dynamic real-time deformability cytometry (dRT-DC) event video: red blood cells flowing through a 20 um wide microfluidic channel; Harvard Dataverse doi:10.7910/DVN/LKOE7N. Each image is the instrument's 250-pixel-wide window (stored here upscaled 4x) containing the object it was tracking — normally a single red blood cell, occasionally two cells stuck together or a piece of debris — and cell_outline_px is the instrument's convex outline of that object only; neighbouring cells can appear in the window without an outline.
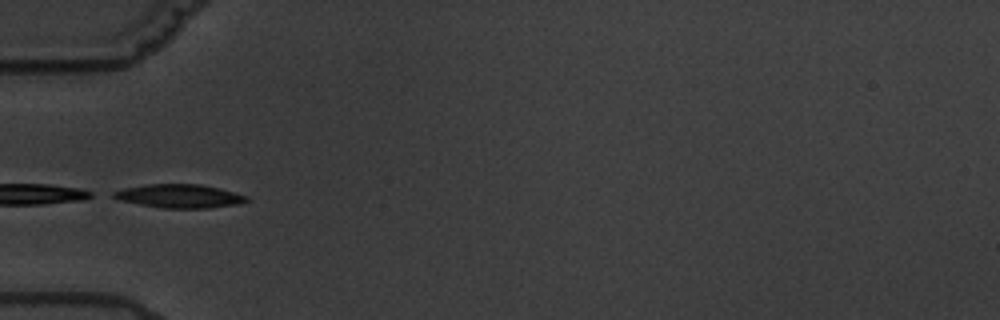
{"species": "common noctule bat (a hibernating species)", "species_latin": "Nyctalus noctula", "temperature_condition": "warm", "stored_images_in_passage": 5, "camera_frame_rate_fps": 3000, "um_per_image_px": 0.085, "animal": {"sex": "male", "body_mass_g": 19.5, "forearm_length_mm": 54.6}, "frame": {"image": 1, "passage_image": 5, "time_ms": 5.333, "image_size_px": [1000, 320], "cell_outline_px": [[248, 200], [240, 204], [208, 208], [164, 208], [140, 204], [120, 200], [112, 196], [112, 192], [124, 188], [148, 184], [200, 184], [220, 188], [248, 196]], "centroid_in_image_um": [15.28, 16.66], "position_along_channel_um": 69.7, "area_um2": 18.21}}